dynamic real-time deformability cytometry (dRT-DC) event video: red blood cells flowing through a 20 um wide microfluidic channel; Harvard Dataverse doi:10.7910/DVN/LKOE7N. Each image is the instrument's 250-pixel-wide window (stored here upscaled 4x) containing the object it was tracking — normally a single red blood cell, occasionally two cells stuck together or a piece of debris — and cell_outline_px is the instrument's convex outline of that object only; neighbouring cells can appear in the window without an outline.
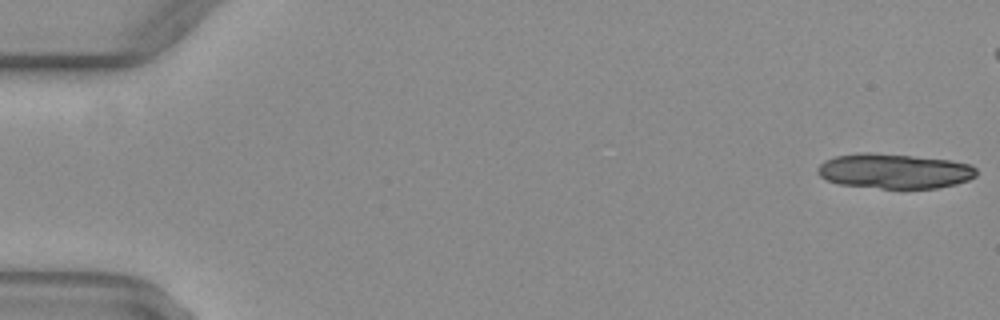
{"species": "common noctule bat (a hibernating species)", "species_latin": "Nyctalus noctula", "temperature_condition": "warm", "stored_images_in_passage": 15, "camera_frame_rate_fps": 3000, "um_per_image_px": 0.085, "animal": {"sex": "female", "body_mass_g": 29.2, "forearm_length_mm": 56.3}, "frame": {"image": 1, "passage_image": 1, "time_ms": 0.0, "image_size_px": [1000, 320], "cell_outline_px": [[976, 176], [968, 180], [956, 184], [936, 188], [880, 188], [840, 184], [828, 180], [820, 176], [816, 172], [816, 168], [824, 160], [836, 156], [856, 152], [872, 152], [952, 160], [972, 164], [976, 168]], "centroid_in_image_um": [76.01, 14.53], "position_along_channel_um": 9.0, "area_um2": 32.48}}